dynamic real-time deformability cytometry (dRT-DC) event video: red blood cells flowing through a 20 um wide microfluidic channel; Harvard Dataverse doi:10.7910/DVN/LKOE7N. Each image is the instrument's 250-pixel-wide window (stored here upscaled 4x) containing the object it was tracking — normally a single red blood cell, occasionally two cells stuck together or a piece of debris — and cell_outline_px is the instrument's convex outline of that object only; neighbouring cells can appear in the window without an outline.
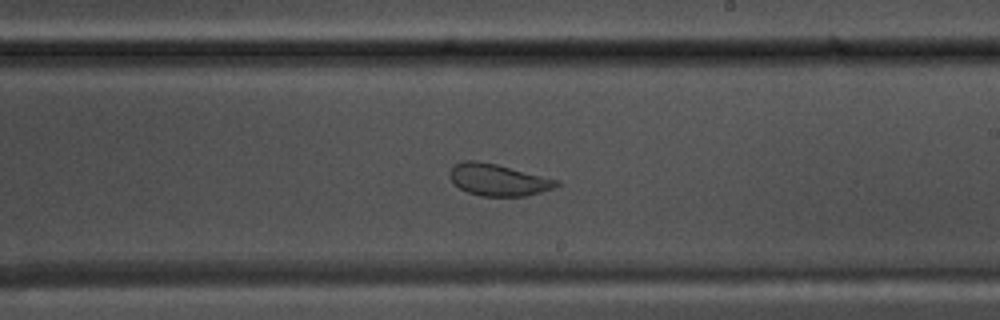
{"species": "common noctule bat (a hibernating species)", "species_latin": "Nyctalus noctula", "temperature_condition": "warm", "stored_images_in_passage": 57, "segment_of_instrument_passage": [1, 2], "camera_frame_rate_fps": 3000, "um_per_image_px": 0.085, "animal": {"sex": "male", "body_mass_g": 17.5, "forearm_length_mm": 52.3}, "frame": {"image": 1, "passage_image": 33, "time_ms": 10.667, "image_size_px": [1000, 320], "cell_outline_px": [[560, 184], [552, 188], [540, 192], [524, 196], [480, 196], [468, 192], [460, 188], [448, 176], [452, 168], [456, 164], [464, 160], [476, 160], [496, 164], [560, 180]], "centroid_in_image_um": [42.35, 15.28], "position_along_channel_um": 246.7, "area_um2": 19.59}}
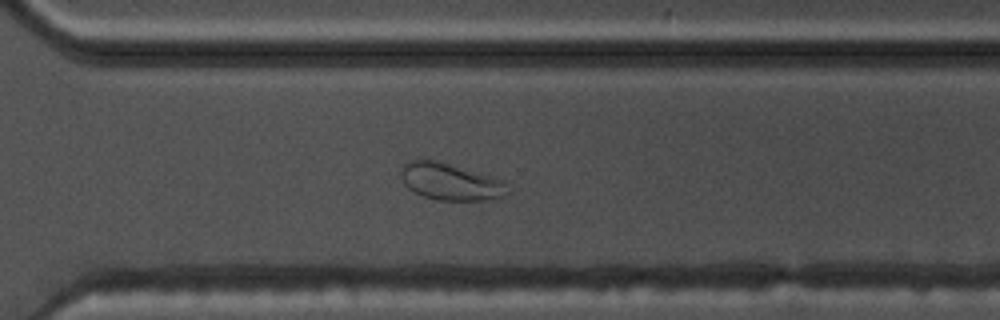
{"frame": {"image": 2, "passage_image": 40, "time_ms": 13.0, "image_size_px": [1000, 320], "cell_outline_px": [[508, 192], [504, 196], [496, 200], [436, 200], [420, 196], [408, 188], [404, 184], [404, 164], [408, 160], [440, 160], [492, 176], [504, 180]], "centroid_in_image_um": [38.34, 15.45], "position_along_channel_um": 332.3, "area_um2": 23.06}}
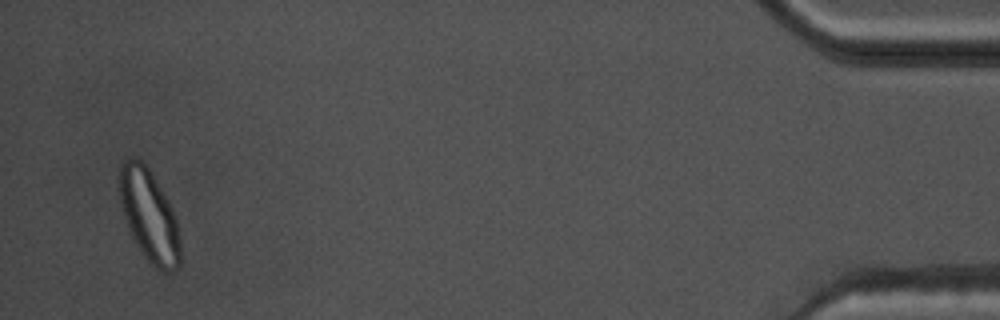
{"frame": {"image": 3, "passage_image": 54, "time_ms": 17.667, "image_size_px": [1000, 320], "cell_outline_px": [[180, 264], [176, 268], [168, 272], [160, 272], [144, 256], [132, 236], [128, 228], [124, 216], [120, 200], [120, 164], [124, 160], [140, 160], [152, 172], [168, 200], [176, 220], [180, 244]], "centroid_in_image_um": [12.69, 18.35], "position_along_channel_um": 422.5, "area_um2": 32.08}}